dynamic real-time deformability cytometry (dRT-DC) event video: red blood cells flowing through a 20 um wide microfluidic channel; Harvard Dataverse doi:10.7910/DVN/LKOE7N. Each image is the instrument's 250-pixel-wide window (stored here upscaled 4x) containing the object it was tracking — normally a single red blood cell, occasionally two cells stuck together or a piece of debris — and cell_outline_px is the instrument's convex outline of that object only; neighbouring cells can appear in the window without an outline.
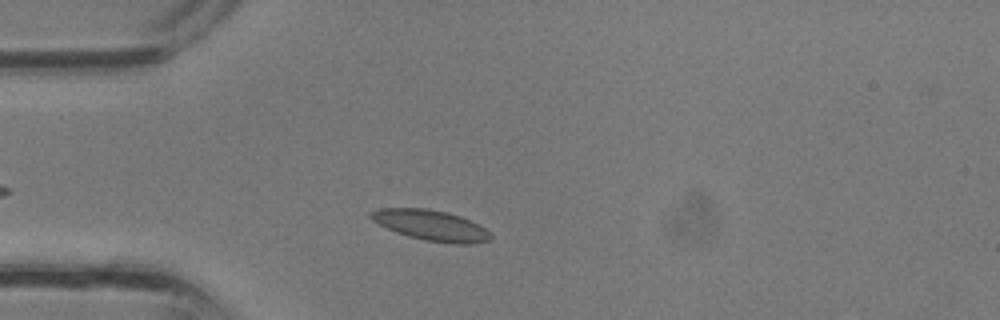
{"species": "common noctule bat (a hibernating species)", "species_latin": "Nyctalus noctula", "temperature_condition": "room temperature", "stored_images_in_passage": 26, "camera_frame_rate_fps": 3000, "um_per_image_px": 0.085, "animal": {"sex": "male", "body_mass_g": 13.3}, "frame": {"image": 1, "passage_image": 6, "time_ms": 1.667, "image_size_px": [1000, 320], "cell_outline_px": [[492, 236], [488, 240], [468, 244], [456, 244], [424, 240], [408, 236], [396, 232], [372, 220], [368, 216], [368, 212], [380, 208], [428, 208], [460, 216], [480, 224]], "centroid_in_image_um": [36.6, 19.14], "position_along_channel_um": 48.4, "area_um2": 21.15}}
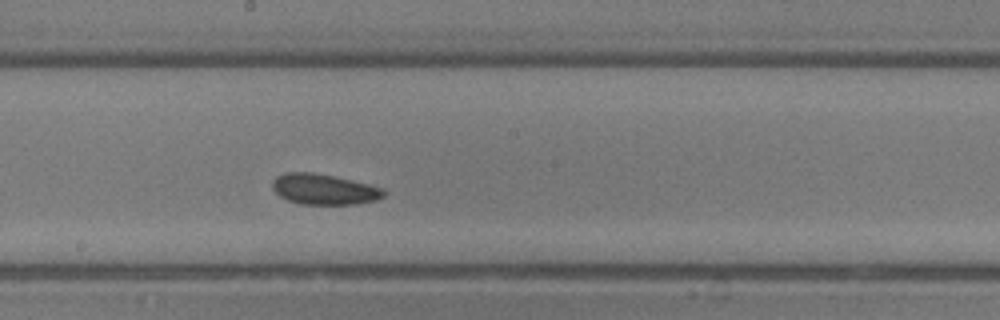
{"frame": {"image": 2, "passage_image": 16, "time_ms": 5.0, "image_size_px": [1000, 320], "cell_outline_px": [[384, 196], [376, 200], [360, 204], [300, 204], [288, 200], [280, 196], [272, 188], [272, 180], [276, 176], [284, 172], [312, 172], [336, 176], [384, 188]], "centroid_in_image_um": [27.53, 16.08], "position_along_channel_um": 220.7, "area_um2": 20.0}}
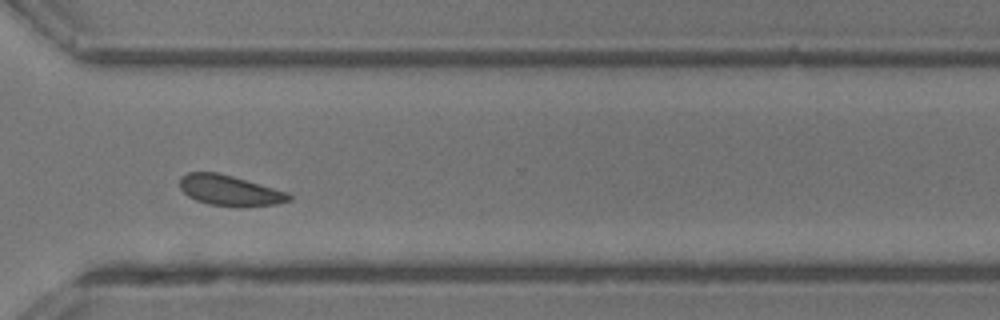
{"frame": {"image": 3, "passage_image": 23, "time_ms": 7.333, "image_size_px": [1000, 320], "cell_outline_px": [[292, 200], [276, 204], [244, 208], [240, 208], [208, 204], [196, 200], [188, 196], [180, 188], [180, 176], [188, 172], [216, 172], [232, 176], [288, 192], [292, 196]], "centroid_in_image_um": [19.54, 16.21], "position_along_channel_um": 351.1, "area_um2": 19.65}}